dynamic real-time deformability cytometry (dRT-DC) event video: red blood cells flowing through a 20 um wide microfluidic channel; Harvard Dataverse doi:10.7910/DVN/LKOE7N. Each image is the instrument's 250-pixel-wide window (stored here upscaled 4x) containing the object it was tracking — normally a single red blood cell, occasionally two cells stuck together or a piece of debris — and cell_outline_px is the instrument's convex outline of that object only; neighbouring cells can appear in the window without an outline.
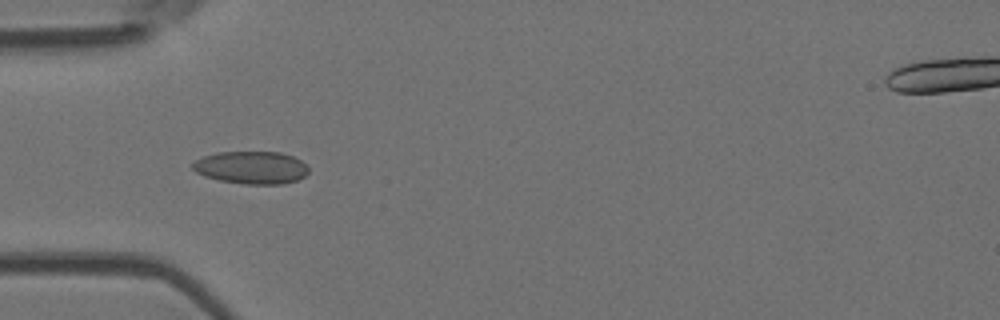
{"species": "Egyptian fruit bat (a non-hibernating species)", "species_latin": "Rousettus aegyptiacus", "temperature_condition": "room temperature", "stored_images_in_passage": 6, "camera_frame_rate_fps": 3000, "um_per_image_px": 0.085, "animal": {"sex": "female"}, "frame": {"image": 1, "passage_image": 5, "time_ms": 4.333, "image_size_px": [1000, 320], "cell_outline_px": [[308, 172], [304, 176], [296, 180], [280, 184], [244, 184], [220, 180], [204, 176], [196, 172], [192, 168], [192, 164], [196, 160], [204, 156], [216, 152], [280, 152], [292, 156], [308, 164]], "centroid_in_image_um": [21.37, 14.24], "position_along_channel_um": 63.6, "area_um2": 22.02}}
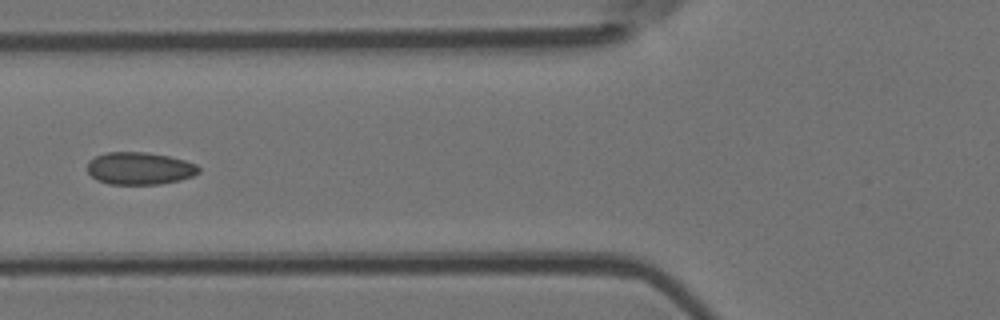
{"frame": {"image": 2, "passage_image": 6, "time_ms": 5.667, "image_size_px": [1000, 320], "cell_outline_px": [[200, 172], [192, 176], [180, 180], [160, 184], [108, 184], [96, 180], [88, 172], [88, 160], [96, 156], [108, 152], [144, 152], [168, 156], [184, 160], [196, 164], [200, 168]], "centroid_in_image_um": [11.86, 14.32], "position_along_channel_um": 113.9, "area_um2": 21.04}}